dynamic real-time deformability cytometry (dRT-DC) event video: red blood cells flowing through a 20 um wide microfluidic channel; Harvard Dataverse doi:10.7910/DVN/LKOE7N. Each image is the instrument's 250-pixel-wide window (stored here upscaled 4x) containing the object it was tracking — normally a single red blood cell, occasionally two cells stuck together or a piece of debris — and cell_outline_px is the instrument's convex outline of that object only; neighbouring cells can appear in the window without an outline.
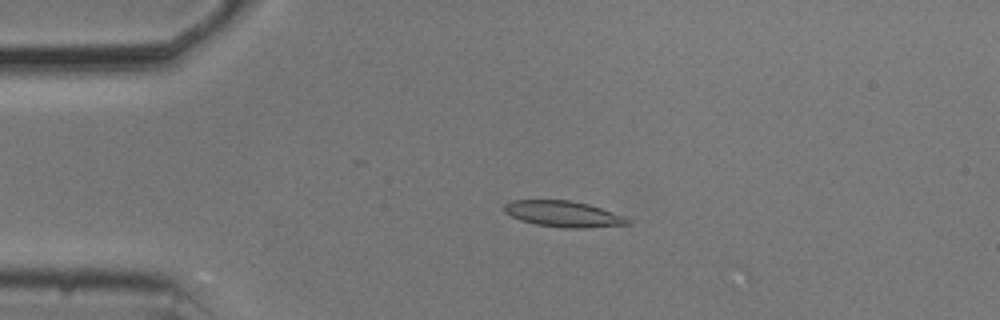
{"species": "common noctule bat (a hibernating species)", "species_latin": "Nyctalus noctula", "temperature_condition": "cold", "stored_images_in_passage": 16, "camera_frame_rate_fps": 3000, "um_per_image_px": 0.085, "animal": {"sex": "male", "body_mass_g": 20.5, "forearm_length_mm": 52.5}, "frame": {"image": 1, "passage_image": 11, "time_ms": 3.333, "image_size_px": [1000, 320], "cell_outline_px": [[632, 224], [588, 228], [564, 228], [536, 224], [520, 220], [504, 212], [504, 204], [512, 200], [568, 200], [588, 204], [624, 216]], "centroid_in_image_um": [47.87, 18.19], "position_along_channel_um": 37.1, "area_um2": 18.61}}